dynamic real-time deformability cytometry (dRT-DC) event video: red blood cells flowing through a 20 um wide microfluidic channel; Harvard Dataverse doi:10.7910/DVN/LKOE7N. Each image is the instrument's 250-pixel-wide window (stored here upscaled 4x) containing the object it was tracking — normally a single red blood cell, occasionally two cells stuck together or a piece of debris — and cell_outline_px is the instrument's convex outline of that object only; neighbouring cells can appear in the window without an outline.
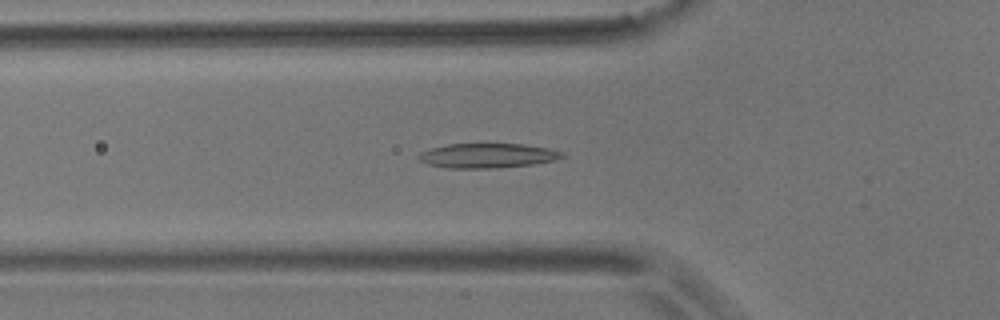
{"species": "common noctule bat (a hibernating species)", "species_latin": "Nyctalus noctula", "temperature_condition": "room temperature", "stored_images_in_passage": 56, "camera_frame_rate_fps": 3000, "um_per_image_px": 0.085, "animal": {"sex": "male", "body_mass_g": 17.9}, "frame": {"image": 1, "passage_image": 18, "time_ms": 5.667, "image_size_px": [1000, 320], "cell_outline_px": [[568, 156], [556, 160], [536, 164], [496, 168], [448, 168], [428, 164], [420, 160], [416, 156], [420, 152], [428, 148], [448, 144], [524, 144], [548, 148], [564, 152]], "centroid_in_image_um": [41.47, 13.23], "position_along_channel_um": 84.3, "area_um2": 20.87}}
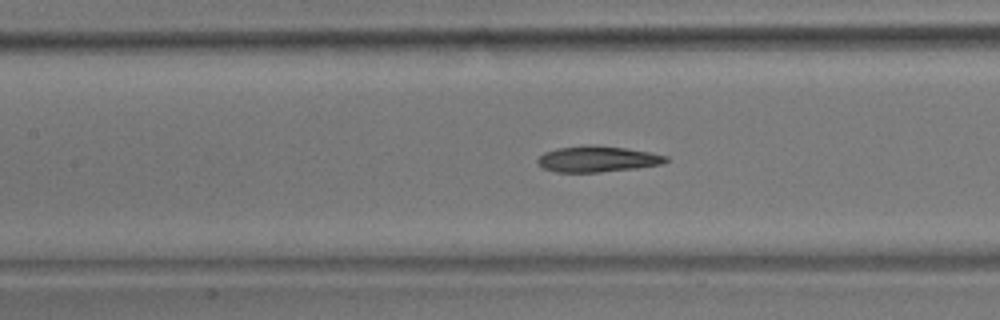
{"frame": {"image": 2, "passage_image": 24, "time_ms": 7.667, "image_size_px": [1000, 320], "cell_outline_px": [[668, 160], [660, 164], [636, 168], [600, 172], [556, 172], [544, 168], [536, 164], [536, 160], [544, 152], [556, 148], [584, 144], [592, 144], [624, 148], [652, 152], [668, 156]], "centroid_in_image_um": [50.74, 13.5], "position_along_channel_um": 156.7, "area_um2": 19.59}}
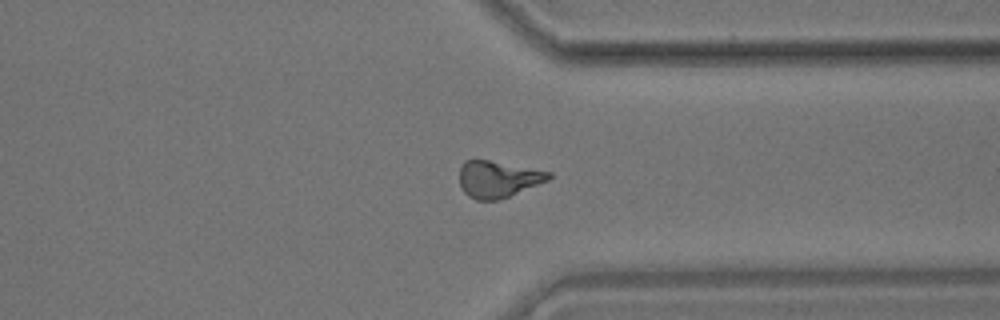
{"frame": {"image": 3, "passage_image": 42, "time_ms": 13.667, "image_size_px": [1000, 320], "cell_outline_px": [[552, 176], [548, 180], [508, 196], [496, 200], [476, 200], [468, 196], [464, 192], [460, 184], [460, 168], [464, 160], [488, 160], [552, 172]], "centroid_in_image_um": [42.3, 15.22], "position_along_channel_um": 369.1, "area_um2": 18.79}, "authors_computed_cell_mechanics": {"area_um2": 19.4208, "velocity_mm_per_s": 3.5625, "shape_relaxation_time_tau1_ms": 8.2233, "shape_relaxation_time_tau2_ms": 4.7492, "deformation_change_tau1": 0.201, "deformation_change_tau2": 0.1415}}